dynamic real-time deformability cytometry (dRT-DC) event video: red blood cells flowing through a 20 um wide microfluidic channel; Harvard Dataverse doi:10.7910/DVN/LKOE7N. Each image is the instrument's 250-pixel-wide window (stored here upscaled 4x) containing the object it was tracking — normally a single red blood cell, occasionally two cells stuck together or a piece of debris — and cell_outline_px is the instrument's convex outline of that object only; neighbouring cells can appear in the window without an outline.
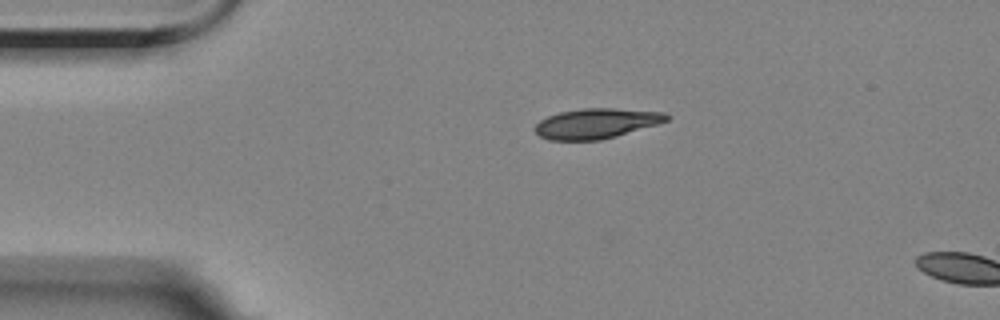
{"species": "Egyptian fruit bat (a non-hibernating species)", "species_latin": "Rousettus aegyptiacus", "temperature_condition": "room temperature", "stored_images_in_passage": 4, "camera_frame_rate_fps": 3000, "um_per_image_px": 0.085, "animal": {"sex": "female"}, "frame": {"image": 1, "passage_image": 1, "time_ms": 0.0, "image_size_px": [1000, 320], "cell_outline_px": [[672, 116], [668, 120], [656, 124], [616, 136], [600, 140], [548, 140], [540, 136], [532, 128], [540, 120], [548, 116], [560, 112], [580, 108], [612, 108], [664, 112]], "centroid_in_image_um": [50.66, 10.49], "position_along_channel_um": 34.3, "area_um2": 23.06}}